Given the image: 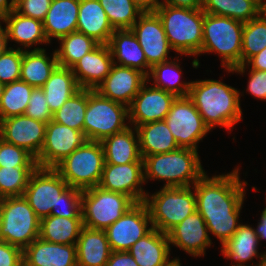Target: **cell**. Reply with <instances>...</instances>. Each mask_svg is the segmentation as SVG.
Returning a JSON list of instances; mask_svg holds the SVG:
<instances>
[{
  "mask_svg": "<svg viewBox=\"0 0 266 266\" xmlns=\"http://www.w3.org/2000/svg\"><path fill=\"white\" fill-rule=\"evenodd\" d=\"M239 167L232 172L208 177L206 173L193 185L197 211L208 232L224 245L238 230L245 198L246 181H240Z\"/></svg>",
  "mask_w": 266,
  "mask_h": 266,
  "instance_id": "obj_1",
  "label": "cell"
},
{
  "mask_svg": "<svg viewBox=\"0 0 266 266\" xmlns=\"http://www.w3.org/2000/svg\"><path fill=\"white\" fill-rule=\"evenodd\" d=\"M240 92L221 81H192L188 97L209 129L215 126L232 130L242 119Z\"/></svg>",
  "mask_w": 266,
  "mask_h": 266,
  "instance_id": "obj_2",
  "label": "cell"
},
{
  "mask_svg": "<svg viewBox=\"0 0 266 266\" xmlns=\"http://www.w3.org/2000/svg\"><path fill=\"white\" fill-rule=\"evenodd\" d=\"M143 160L144 182L165 180L163 187L166 188L193 186L206 173L198 152L189 148L179 147L168 153L146 156Z\"/></svg>",
  "mask_w": 266,
  "mask_h": 266,
  "instance_id": "obj_3",
  "label": "cell"
},
{
  "mask_svg": "<svg viewBox=\"0 0 266 266\" xmlns=\"http://www.w3.org/2000/svg\"><path fill=\"white\" fill-rule=\"evenodd\" d=\"M155 13L161 19L171 48L180 55H199L205 12L161 4Z\"/></svg>",
  "mask_w": 266,
  "mask_h": 266,
  "instance_id": "obj_4",
  "label": "cell"
},
{
  "mask_svg": "<svg viewBox=\"0 0 266 266\" xmlns=\"http://www.w3.org/2000/svg\"><path fill=\"white\" fill-rule=\"evenodd\" d=\"M243 26L241 21L205 13L199 54H218L225 69L241 65Z\"/></svg>",
  "mask_w": 266,
  "mask_h": 266,
  "instance_id": "obj_5",
  "label": "cell"
},
{
  "mask_svg": "<svg viewBox=\"0 0 266 266\" xmlns=\"http://www.w3.org/2000/svg\"><path fill=\"white\" fill-rule=\"evenodd\" d=\"M191 189L193 186L163 187L152 195L146 194L143 202L154 229L167 234L197 210L195 191Z\"/></svg>",
  "mask_w": 266,
  "mask_h": 266,
  "instance_id": "obj_6",
  "label": "cell"
},
{
  "mask_svg": "<svg viewBox=\"0 0 266 266\" xmlns=\"http://www.w3.org/2000/svg\"><path fill=\"white\" fill-rule=\"evenodd\" d=\"M41 219L24 196L0 198V239L24 250L39 238Z\"/></svg>",
  "mask_w": 266,
  "mask_h": 266,
  "instance_id": "obj_7",
  "label": "cell"
},
{
  "mask_svg": "<svg viewBox=\"0 0 266 266\" xmlns=\"http://www.w3.org/2000/svg\"><path fill=\"white\" fill-rule=\"evenodd\" d=\"M104 164L101 141L88 140L59 162L54 169L69 186L83 191L99 186Z\"/></svg>",
  "mask_w": 266,
  "mask_h": 266,
  "instance_id": "obj_8",
  "label": "cell"
},
{
  "mask_svg": "<svg viewBox=\"0 0 266 266\" xmlns=\"http://www.w3.org/2000/svg\"><path fill=\"white\" fill-rule=\"evenodd\" d=\"M128 106L88 89V105L84 117L83 132L90 141H102L105 137L127 129ZM126 123V124H125Z\"/></svg>",
  "mask_w": 266,
  "mask_h": 266,
  "instance_id": "obj_9",
  "label": "cell"
},
{
  "mask_svg": "<svg viewBox=\"0 0 266 266\" xmlns=\"http://www.w3.org/2000/svg\"><path fill=\"white\" fill-rule=\"evenodd\" d=\"M135 202L127 195L95 186L82 193V222L90 229L105 230Z\"/></svg>",
  "mask_w": 266,
  "mask_h": 266,
  "instance_id": "obj_10",
  "label": "cell"
},
{
  "mask_svg": "<svg viewBox=\"0 0 266 266\" xmlns=\"http://www.w3.org/2000/svg\"><path fill=\"white\" fill-rule=\"evenodd\" d=\"M165 122L180 148L198 151V143L210 131L188 96L176 97Z\"/></svg>",
  "mask_w": 266,
  "mask_h": 266,
  "instance_id": "obj_11",
  "label": "cell"
},
{
  "mask_svg": "<svg viewBox=\"0 0 266 266\" xmlns=\"http://www.w3.org/2000/svg\"><path fill=\"white\" fill-rule=\"evenodd\" d=\"M68 187L54 168L37 167L31 174L23 196L35 214L42 219L50 216L51 210H56L59 196Z\"/></svg>",
  "mask_w": 266,
  "mask_h": 266,
  "instance_id": "obj_12",
  "label": "cell"
},
{
  "mask_svg": "<svg viewBox=\"0 0 266 266\" xmlns=\"http://www.w3.org/2000/svg\"><path fill=\"white\" fill-rule=\"evenodd\" d=\"M149 224L151 227H148ZM152 229L147 206L144 202H137L104 231L111 251H128Z\"/></svg>",
  "mask_w": 266,
  "mask_h": 266,
  "instance_id": "obj_13",
  "label": "cell"
},
{
  "mask_svg": "<svg viewBox=\"0 0 266 266\" xmlns=\"http://www.w3.org/2000/svg\"><path fill=\"white\" fill-rule=\"evenodd\" d=\"M88 141L84 132L53 120L46 126L43 147L35 159L40 168H54L65 157Z\"/></svg>",
  "mask_w": 266,
  "mask_h": 266,
  "instance_id": "obj_14",
  "label": "cell"
},
{
  "mask_svg": "<svg viewBox=\"0 0 266 266\" xmlns=\"http://www.w3.org/2000/svg\"><path fill=\"white\" fill-rule=\"evenodd\" d=\"M131 30L151 67L169 60L168 54L173 49L167 40L162 21L155 12H144Z\"/></svg>",
  "mask_w": 266,
  "mask_h": 266,
  "instance_id": "obj_15",
  "label": "cell"
},
{
  "mask_svg": "<svg viewBox=\"0 0 266 266\" xmlns=\"http://www.w3.org/2000/svg\"><path fill=\"white\" fill-rule=\"evenodd\" d=\"M148 81L141 87L137 95L128 106L129 123L137 126L165 120L176 96L152 86H147ZM132 123V124H131Z\"/></svg>",
  "mask_w": 266,
  "mask_h": 266,
  "instance_id": "obj_16",
  "label": "cell"
},
{
  "mask_svg": "<svg viewBox=\"0 0 266 266\" xmlns=\"http://www.w3.org/2000/svg\"><path fill=\"white\" fill-rule=\"evenodd\" d=\"M47 123L26 115L0 120V138L29 152L35 159L43 147Z\"/></svg>",
  "mask_w": 266,
  "mask_h": 266,
  "instance_id": "obj_17",
  "label": "cell"
},
{
  "mask_svg": "<svg viewBox=\"0 0 266 266\" xmlns=\"http://www.w3.org/2000/svg\"><path fill=\"white\" fill-rule=\"evenodd\" d=\"M144 163L104 164L99 186L129 196L135 203L143 202Z\"/></svg>",
  "mask_w": 266,
  "mask_h": 266,
  "instance_id": "obj_18",
  "label": "cell"
},
{
  "mask_svg": "<svg viewBox=\"0 0 266 266\" xmlns=\"http://www.w3.org/2000/svg\"><path fill=\"white\" fill-rule=\"evenodd\" d=\"M146 82L147 76L139 70L113 64L110 73L95 90L112 101L129 106Z\"/></svg>",
  "mask_w": 266,
  "mask_h": 266,
  "instance_id": "obj_19",
  "label": "cell"
},
{
  "mask_svg": "<svg viewBox=\"0 0 266 266\" xmlns=\"http://www.w3.org/2000/svg\"><path fill=\"white\" fill-rule=\"evenodd\" d=\"M169 243L193 257L205 255L212 242L207 225L196 210L167 233Z\"/></svg>",
  "mask_w": 266,
  "mask_h": 266,
  "instance_id": "obj_20",
  "label": "cell"
},
{
  "mask_svg": "<svg viewBox=\"0 0 266 266\" xmlns=\"http://www.w3.org/2000/svg\"><path fill=\"white\" fill-rule=\"evenodd\" d=\"M113 58L108 44H98L71 68L80 88L95 90L110 73Z\"/></svg>",
  "mask_w": 266,
  "mask_h": 266,
  "instance_id": "obj_21",
  "label": "cell"
},
{
  "mask_svg": "<svg viewBox=\"0 0 266 266\" xmlns=\"http://www.w3.org/2000/svg\"><path fill=\"white\" fill-rule=\"evenodd\" d=\"M23 266H77L76 244L37 238L23 250Z\"/></svg>",
  "mask_w": 266,
  "mask_h": 266,
  "instance_id": "obj_22",
  "label": "cell"
},
{
  "mask_svg": "<svg viewBox=\"0 0 266 266\" xmlns=\"http://www.w3.org/2000/svg\"><path fill=\"white\" fill-rule=\"evenodd\" d=\"M108 45L112 53L113 64L130 67L146 76L149 75L151 66L147 63L144 51L131 29L114 30Z\"/></svg>",
  "mask_w": 266,
  "mask_h": 266,
  "instance_id": "obj_23",
  "label": "cell"
},
{
  "mask_svg": "<svg viewBox=\"0 0 266 266\" xmlns=\"http://www.w3.org/2000/svg\"><path fill=\"white\" fill-rule=\"evenodd\" d=\"M80 0H52L43 20L44 32L48 42L60 39L77 31Z\"/></svg>",
  "mask_w": 266,
  "mask_h": 266,
  "instance_id": "obj_24",
  "label": "cell"
},
{
  "mask_svg": "<svg viewBox=\"0 0 266 266\" xmlns=\"http://www.w3.org/2000/svg\"><path fill=\"white\" fill-rule=\"evenodd\" d=\"M132 128V126L128 127L124 131L105 137L101 141L105 164L144 163L140 153L137 129Z\"/></svg>",
  "mask_w": 266,
  "mask_h": 266,
  "instance_id": "obj_25",
  "label": "cell"
},
{
  "mask_svg": "<svg viewBox=\"0 0 266 266\" xmlns=\"http://www.w3.org/2000/svg\"><path fill=\"white\" fill-rule=\"evenodd\" d=\"M77 32L93 38L99 44H108L114 28L98 0H80Z\"/></svg>",
  "mask_w": 266,
  "mask_h": 266,
  "instance_id": "obj_26",
  "label": "cell"
},
{
  "mask_svg": "<svg viewBox=\"0 0 266 266\" xmlns=\"http://www.w3.org/2000/svg\"><path fill=\"white\" fill-rule=\"evenodd\" d=\"M2 22L6 24L8 42L12 40L22 46L17 49L26 51L34 44H49L41 20L21 15L14 9L2 19Z\"/></svg>",
  "mask_w": 266,
  "mask_h": 266,
  "instance_id": "obj_27",
  "label": "cell"
},
{
  "mask_svg": "<svg viewBox=\"0 0 266 266\" xmlns=\"http://www.w3.org/2000/svg\"><path fill=\"white\" fill-rule=\"evenodd\" d=\"M111 252L104 230L82 227L76 243L77 266H105Z\"/></svg>",
  "mask_w": 266,
  "mask_h": 266,
  "instance_id": "obj_28",
  "label": "cell"
},
{
  "mask_svg": "<svg viewBox=\"0 0 266 266\" xmlns=\"http://www.w3.org/2000/svg\"><path fill=\"white\" fill-rule=\"evenodd\" d=\"M258 245L259 240L254 228L250 225L241 223L233 236L221 246V252L226 259L236 261L237 264H232L231 266H249L245 265V263L252 260L254 257H260L259 263L255 266H264L266 252L260 255L258 252Z\"/></svg>",
  "mask_w": 266,
  "mask_h": 266,
  "instance_id": "obj_29",
  "label": "cell"
},
{
  "mask_svg": "<svg viewBox=\"0 0 266 266\" xmlns=\"http://www.w3.org/2000/svg\"><path fill=\"white\" fill-rule=\"evenodd\" d=\"M170 246L167 234L153 228L137 240L128 252L139 266H163L170 260Z\"/></svg>",
  "mask_w": 266,
  "mask_h": 266,
  "instance_id": "obj_30",
  "label": "cell"
},
{
  "mask_svg": "<svg viewBox=\"0 0 266 266\" xmlns=\"http://www.w3.org/2000/svg\"><path fill=\"white\" fill-rule=\"evenodd\" d=\"M51 58L47 56L44 48L36 47L31 51L23 50L20 80L34 88H41L59 66L55 51Z\"/></svg>",
  "mask_w": 266,
  "mask_h": 266,
  "instance_id": "obj_31",
  "label": "cell"
},
{
  "mask_svg": "<svg viewBox=\"0 0 266 266\" xmlns=\"http://www.w3.org/2000/svg\"><path fill=\"white\" fill-rule=\"evenodd\" d=\"M140 153L146 156L168 153L179 148L165 120L149 122L136 127Z\"/></svg>",
  "mask_w": 266,
  "mask_h": 266,
  "instance_id": "obj_32",
  "label": "cell"
},
{
  "mask_svg": "<svg viewBox=\"0 0 266 266\" xmlns=\"http://www.w3.org/2000/svg\"><path fill=\"white\" fill-rule=\"evenodd\" d=\"M41 88L52 114L80 89L71 68L60 66Z\"/></svg>",
  "mask_w": 266,
  "mask_h": 266,
  "instance_id": "obj_33",
  "label": "cell"
},
{
  "mask_svg": "<svg viewBox=\"0 0 266 266\" xmlns=\"http://www.w3.org/2000/svg\"><path fill=\"white\" fill-rule=\"evenodd\" d=\"M82 227V218L50 215L40 221L39 238L50 243L76 244Z\"/></svg>",
  "mask_w": 266,
  "mask_h": 266,
  "instance_id": "obj_34",
  "label": "cell"
},
{
  "mask_svg": "<svg viewBox=\"0 0 266 266\" xmlns=\"http://www.w3.org/2000/svg\"><path fill=\"white\" fill-rule=\"evenodd\" d=\"M178 60L180 59L176 58L174 61L168 60L153 65L147 76V81L149 82V78H152L154 80L153 87L172 93L176 97H185L189 94L191 81L180 82L182 70Z\"/></svg>",
  "mask_w": 266,
  "mask_h": 266,
  "instance_id": "obj_35",
  "label": "cell"
},
{
  "mask_svg": "<svg viewBox=\"0 0 266 266\" xmlns=\"http://www.w3.org/2000/svg\"><path fill=\"white\" fill-rule=\"evenodd\" d=\"M202 10L245 23L260 14V5L255 0H203Z\"/></svg>",
  "mask_w": 266,
  "mask_h": 266,
  "instance_id": "obj_36",
  "label": "cell"
},
{
  "mask_svg": "<svg viewBox=\"0 0 266 266\" xmlns=\"http://www.w3.org/2000/svg\"><path fill=\"white\" fill-rule=\"evenodd\" d=\"M60 48L56 49L58 65L72 68L86 53L92 51L99 43L80 32H72L58 40Z\"/></svg>",
  "mask_w": 266,
  "mask_h": 266,
  "instance_id": "obj_37",
  "label": "cell"
},
{
  "mask_svg": "<svg viewBox=\"0 0 266 266\" xmlns=\"http://www.w3.org/2000/svg\"><path fill=\"white\" fill-rule=\"evenodd\" d=\"M33 89L21 80L6 84L0 100V120L23 115Z\"/></svg>",
  "mask_w": 266,
  "mask_h": 266,
  "instance_id": "obj_38",
  "label": "cell"
},
{
  "mask_svg": "<svg viewBox=\"0 0 266 266\" xmlns=\"http://www.w3.org/2000/svg\"><path fill=\"white\" fill-rule=\"evenodd\" d=\"M88 105V89L80 88L53 113V121L83 132L84 117Z\"/></svg>",
  "mask_w": 266,
  "mask_h": 266,
  "instance_id": "obj_39",
  "label": "cell"
},
{
  "mask_svg": "<svg viewBox=\"0 0 266 266\" xmlns=\"http://www.w3.org/2000/svg\"><path fill=\"white\" fill-rule=\"evenodd\" d=\"M114 30L131 29L144 11L134 0H98Z\"/></svg>",
  "mask_w": 266,
  "mask_h": 266,
  "instance_id": "obj_40",
  "label": "cell"
},
{
  "mask_svg": "<svg viewBox=\"0 0 266 266\" xmlns=\"http://www.w3.org/2000/svg\"><path fill=\"white\" fill-rule=\"evenodd\" d=\"M266 47V17L259 14L245 22L242 34L241 64Z\"/></svg>",
  "mask_w": 266,
  "mask_h": 266,
  "instance_id": "obj_41",
  "label": "cell"
},
{
  "mask_svg": "<svg viewBox=\"0 0 266 266\" xmlns=\"http://www.w3.org/2000/svg\"><path fill=\"white\" fill-rule=\"evenodd\" d=\"M37 167H0V198L23 196Z\"/></svg>",
  "mask_w": 266,
  "mask_h": 266,
  "instance_id": "obj_42",
  "label": "cell"
},
{
  "mask_svg": "<svg viewBox=\"0 0 266 266\" xmlns=\"http://www.w3.org/2000/svg\"><path fill=\"white\" fill-rule=\"evenodd\" d=\"M0 167H38L35 158L25 149L0 138Z\"/></svg>",
  "mask_w": 266,
  "mask_h": 266,
  "instance_id": "obj_43",
  "label": "cell"
},
{
  "mask_svg": "<svg viewBox=\"0 0 266 266\" xmlns=\"http://www.w3.org/2000/svg\"><path fill=\"white\" fill-rule=\"evenodd\" d=\"M82 193V190L69 186L59 196L56 210H51V215L65 218H82Z\"/></svg>",
  "mask_w": 266,
  "mask_h": 266,
  "instance_id": "obj_44",
  "label": "cell"
},
{
  "mask_svg": "<svg viewBox=\"0 0 266 266\" xmlns=\"http://www.w3.org/2000/svg\"><path fill=\"white\" fill-rule=\"evenodd\" d=\"M23 50L8 47L0 55V82L9 84L20 80Z\"/></svg>",
  "mask_w": 266,
  "mask_h": 266,
  "instance_id": "obj_45",
  "label": "cell"
},
{
  "mask_svg": "<svg viewBox=\"0 0 266 266\" xmlns=\"http://www.w3.org/2000/svg\"><path fill=\"white\" fill-rule=\"evenodd\" d=\"M24 115L44 123H48L53 119V114L48 107L42 88L36 87L33 89Z\"/></svg>",
  "mask_w": 266,
  "mask_h": 266,
  "instance_id": "obj_46",
  "label": "cell"
},
{
  "mask_svg": "<svg viewBox=\"0 0 266 266\" xmlns=\"http://www.w3.org/2000/svg\"><path fill=\"white\" fill-rule=\"evenodd\" d=\"M52 0H16L15 10L26 17L43 21Z\"/></svg>",
  "mask_w": 266,
  "mask_h": 266,
  "instance_id": "obj_47",
  "label": "cell"
},
{
  "mask_svg": "<svg viewBox=\"0 0 266 266\" xmlns=\"http://www.w3.org/2000/svg\"><path fill=\"white\" fill-rule=\"evenodd\" d=\"M0 266H23V250L0 239Z\"/></svg>",
  "mask_w": 266,
  "mask_h": 266,
  "instance_id": "obj_48",
  "label": "cell"
},
{
  "mask_svg": "<svg viewBox=\"0 0 266 266\" xmlns=\"http://www.w3.org/2000/svg\"><path fill=\"white\" fill-rule=\"evenodd\" d=\"M249 70V81L246 91L257 99L266 100V71Z\"/></svg>",
  "mask_w": 266,
  "mask_h": 266,
  "instance_id": "obj_49",
  "label": "cell"
},
{
  "mask_svg": "<svg viewBox=\"0 0 266 266\" xmlns=\"http://www.w3.org/2000/svg\"><path fill=\"white\" fill-rule=\"evenodd\" d=\"M251 66V69L266 71V47L261 50L259 53L251 57L245 64H241L239 66L233 67L232 69H227L230 73H239L243 74L246 71V68Z\"/></svg>",
  "mask_w": 266,
  "mask_h": 266,
  "instance_id": "obj_50",
  "label": "cell"
},
{
  "mask_svg": "<svg viewBox=\"0 0 266 266\" xmlns=\"http://www.w3.org/2000/svg\"><path fill=\"white\" fill-rule=\"evenodd\" d=\"M105 266H139L128 251H112Z\"/></svg>",
  "mask_w": 266,
  "mask_h": 266,
  "instance_id": "obj_51",
  "label": "cell"
},
{
  "mask_svg": "<svg viewBox=\"0 0 266 266\" xmlns=\"http://www.w3.org/2000/svg\"><path fill=\"white\" fill-rule=\"evenodd\" d=\"M161 4L189 9H201L203 0H163Z\"/></svg>",
  "mask_w": 266,
  "mask_h": 266,
  "instance_id": "obj_52",
  "label": "cell"
},
{
  "mask_svg": "<svg viewBox=\"0 0 266 266\" xmlns=\"http://www.w3.org/2000/svg\"><path fill=\"white\" fill-rule=\"evenodd\" d=\"M134 2L144 11V12H155L157 8L161 5L159 0H134Z\"/></svg>",
  "mask_w": 266,
  "mask_h": 266,
  "instance_id": "obj_53",
  "label": "cell"
},
{
  "mask_svg": "<svg viewBox=\"0 0 266 266\" xmlns=\"http://www.w3.org/2000/svg\"><path fill=\"white\" fill-rule=\"evenodd\" d=\"M261 219L259 220L260 222H258L257 228H254V231L256 233V235L258 236V240L259 242L262 239H266V207L264 208V210L261 213Z\"/></svg>",
  "mask_w": 266,
  "mask_h": 266,
  "instance_id": "obj_54",
  "label": "cell"
},
{
  "mask_svg": "<svg viewBox=\"0 0 266 266\" xmlns=\"http://www.w3.org/2000/svg\"><path fill=\"white\" fill-rule=\"evenodd\" d=\"M16 0H0V20L15 9Z\"/></svg>",
  "mask_w": 266,
  "mask_h": 266,
  "instance_id": "obj_55",
  "label": "cell"
},
{
  "mask_svg": "<svg viewBox=\"0 0 266 266\" xmlns=\"http://www.w3.org/2000/svg\"><path fill=\"white\" fill-rule=\"evenodd\" d=\"M2 20H0V55L4 53L8 48V37L6 27H2Z\"/></svg>",
  "mask_w": 266,
  "mask_h": 266,
  "instance_id": "obj_56",
  "label": "cell"
},
{
  "mask_svg": "<svg viewBox=\"0 0 266 266\" xmlns=\"http://www.w3.org/2000/svg\"><path fill=\"white\" fill-rule=\"evenodd\" d=\"M163 266H181V263H180V260L178 258H174L172 260H169Z\"/></svg>",
  "mask_w": 266,
  "mask_h": 266,
  "instance_id": "obj_57",
  "label": "cell"
},
{
  "mask_svg": "<svg viewBox=\"0 0 266 266\" xmlns=\"http://www.w3.org/2000/svg\"><path fill=\"white\" fill-rule=\"evenodd\" d=\"M260 14L266 17V2H262L260 5Z\"/></svg>",
  "mask_w": 266,
  "mask_h": 266,
  "instance_id": "obj_58",
  "label": "cell"
},
{
  "mask_svg": "<svg viewBox=\"0 0 266 266\" xmlns=\"http://www.w3.org/2000/svg\"><path fill=\"white\" fill-rule=\"evenodd\" d=\"M4 88H5V84L0 82V100H1V97H2L3 92H4Z\"/></svg>",
  "mask_w": 266,
  "mask_h": 266,
  "instance_id": "obj_59",
  "label": "cell"
},
{
  "mask_svg": "<svg viewBox=\"0 0 266 266\" xmlns=\"http://www.w3.org/2000/svg\"><path fill=\"white\" fill-rule=\"evenodd\" d=\"M259 5H261V3L264 1V0H255Z\"/></svg>",
  "mask_w": 266,
  "mask_h": 266,
  "instance_id": "obj_60",
  "label": "cell"
},
{
  "mask_svg": "<svg viewBox=\"0 0 266 266\" xmlns=\"http://www.w3.org/2000/svg\"><path fill=\"white\" fill-rule=\"evenodd\" d=\"M264 266H266V257H265V259H264Z\"/></svg>",
  "mask_w": 266,
  "mask_h": 266,
  "instance_id": "obj_61",
  "label": "cell"
}]
</instances>
